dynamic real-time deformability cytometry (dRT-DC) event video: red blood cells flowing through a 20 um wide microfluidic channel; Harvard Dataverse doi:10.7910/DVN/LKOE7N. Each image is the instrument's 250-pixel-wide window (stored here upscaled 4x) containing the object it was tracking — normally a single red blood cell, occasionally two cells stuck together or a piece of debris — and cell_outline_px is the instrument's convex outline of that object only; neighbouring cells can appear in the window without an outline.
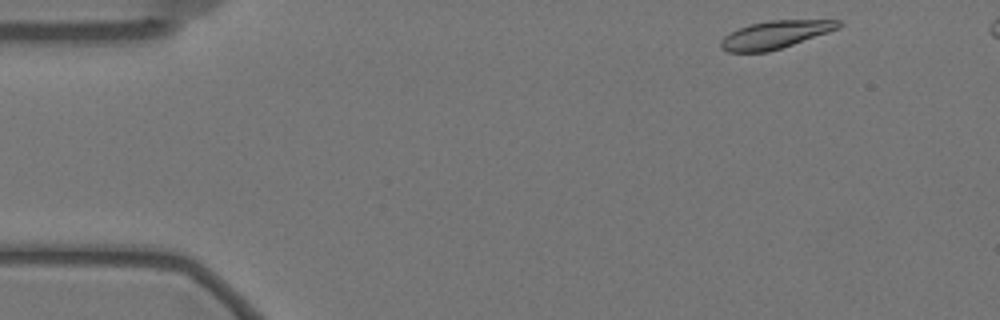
{"species": "Egyptian fruit bat (a non-hibernating species)", "species_latin": "Rousettus aegyptiacus", "temperature_condition": "warm", "stored_images_in_passage": 1, "camera_frame_rate_fps": 3000, "um_per_image_px": 0.085, "animal": {"sex": "female"}, "frame": {"image": 1, "passage_image": 1, "time_ms": 0.0, "image_size_px": [1000, 320], "cell_outline_px": [[844, 24], [840, 28], [768, 52], [728, 52], [720, 48], [720, 40], [724, 36], [748, 24], [768, 20], [840, 20]], "centroid_in_image_um": [65.88, 2.94], "position_along_channel_um": 19.1, "area_um2": 18.96}}